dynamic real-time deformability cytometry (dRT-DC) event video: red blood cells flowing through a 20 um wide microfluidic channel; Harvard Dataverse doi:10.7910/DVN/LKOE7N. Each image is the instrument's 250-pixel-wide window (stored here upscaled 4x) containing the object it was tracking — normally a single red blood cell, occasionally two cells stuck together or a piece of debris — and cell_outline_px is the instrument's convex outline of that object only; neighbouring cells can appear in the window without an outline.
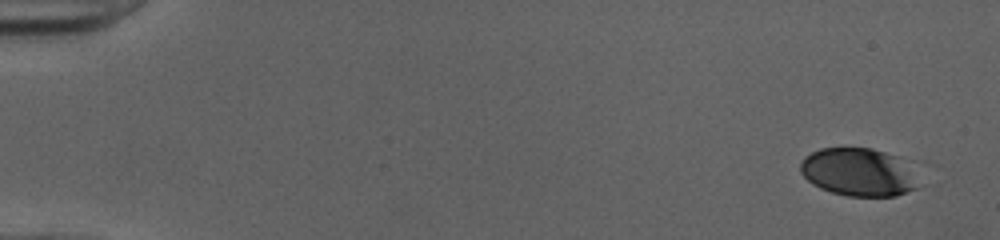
{"species": "human", "species_latin": "Homo sapiens", "temperature_condition": "cold", "stored_images_in_passage": 50, "camera_frame_rate_fps": 3000, "um_per_image_px": 0.085, "donor": {"sex": "female"}, "frame": {"image": 1, "passage_image": 1, "time_ms": 0.0, "image_size_px": [1000, 240], "cell_outline_px": [[920, 188], [896, 196], [848, 196], [832, 192], [820, 188], [812, 184], [800, 172], [800, 164], [804, 156], [820, 148], [872, 148], [896, 156]], "centroid_in_image_um": [72.87, 14.64], "position_along_channel_um": 12.1, "area_um2": 32.37}}
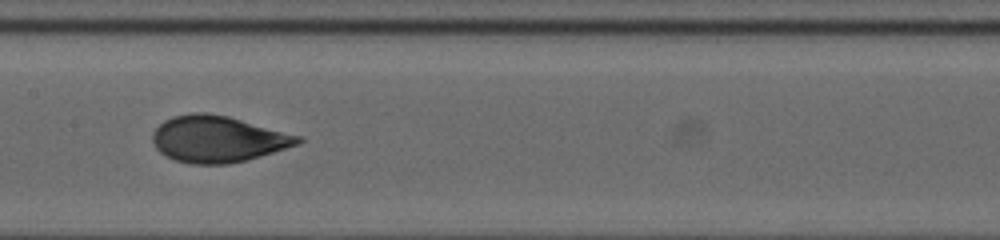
{"frame": {"image": 2, "passage_image": 26, "time_ms": 8.333, "image_size_px": [1000, 240], "cell_outline_px": [[304, 140], [300, 144], [248, 160], [228, 164], [192, 164], [176, 160], [160, 152], [156, 148], [152, 140], [152, 132], [164, 120], [172, 116], [192, 112], [204, 112], [228, 116], [304, 136]], "centroid_in_image_um": [18.56, 11.81], "position_along_channel_um": 188.8, "area_um2": 39.65}}
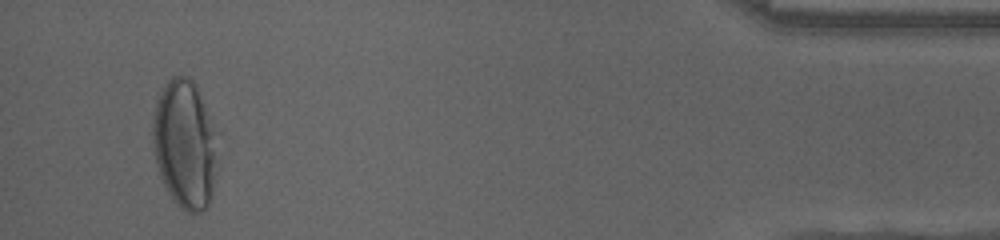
{"frame": {"image": 3, "passage_image": 48, "time_ms": 15.667, "image_size_px": [1000, 240], "cell_outline_px": [[212, 188], [208, 204], [200, 212], [188, 212], [180, 208], [172, 200], [160, 176], [156, 164], [152, 144], [152, 120], [156, 104], [160, 92], [168, 80], [172, 76], [188, 76], [196, 84], [204, 108], [208, 128], [212, 152]], "centroid_in_image_um": [15.56, 12.27], "position_along_channel_um": 419.6, "area_um2": 45.95}, "authors_computed_cell_mechanics": {"area_um2": 38.5237, "velocity_mm_per_s": 4.0203, "shape_relaxation_time_tau1_ms": 4.609, "shape_relaxation_time_tau2_ms": 0.6416, "deformation_change_tau1": 0.1883, "deformation_change_tau2": 0.0516}}